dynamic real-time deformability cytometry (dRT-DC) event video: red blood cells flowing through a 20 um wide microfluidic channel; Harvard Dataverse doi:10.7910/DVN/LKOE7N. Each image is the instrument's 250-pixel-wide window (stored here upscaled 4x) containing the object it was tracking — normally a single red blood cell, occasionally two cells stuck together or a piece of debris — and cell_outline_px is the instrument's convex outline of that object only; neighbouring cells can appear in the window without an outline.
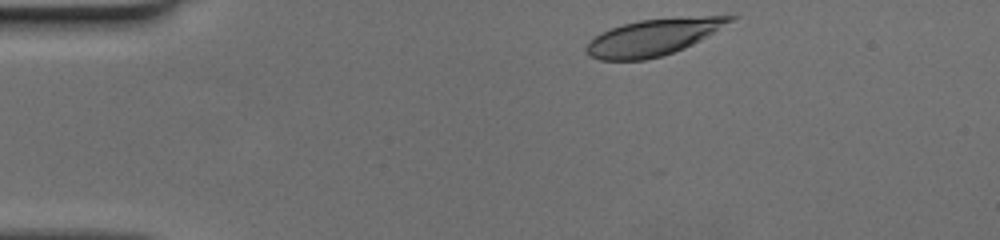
{"species": "human", "species_latin": "Homo sapiens", "temperature_condition": "cold", "stored_images_in_passage": 43, "camera_frame_rate_fps": 3000, "um_per_image_px": 0.085, "donor": {"sex": "female"}, "frame": {"image": 1, "passage_image": 1, "time_ms": 0.0, "image_size_px": [1000, 240], "cell_outline_px": [[740, 16], [700, 40], [684, 48], [660, 56], [644, 60], [600, 60], [588, 56], [584, 52], [584, 48], [588, 40], [600, 32], [624, 24], [640, 20], [704, 16]], "centroid_in_image_um": [55.44, 3.18], "position_along_channel_um": 29.6, "area_um2": 30.29}}
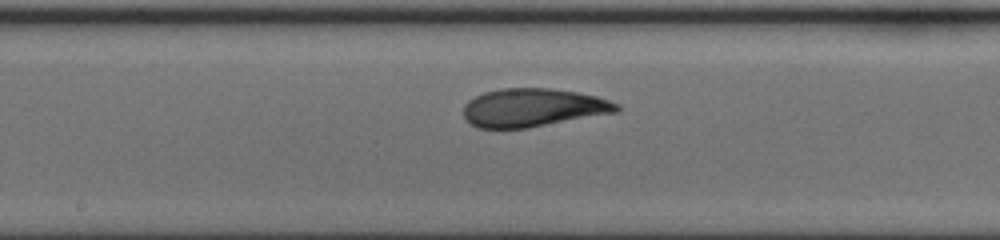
{"frame": {"image": 2, "passage_image": 19, "time_ms": 6.0, "image_size_px": [1000, 240], "cell_outline_px": [[620, 112], [528, 128], [476, 128], [464, 120], [464, 104], [468, 100], [484, 92], [500, 88], [548, 88], [576, 92], [596, 96], [620, 104]], "centroid_in_image_um": [45.31, 9.16], "position_along_channel_um": 202.9, "area_um2": 34.51}}
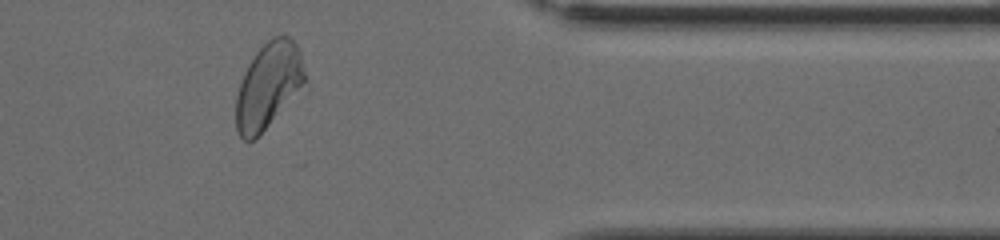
{"frame": {"image": 3, "passage_image": 34, "time_ms": 11.0, "image_size_px": [1000, 240], "cell_outline_px": [[308, 80], [268, 124], [252, 140], [244, 140], [236, 132], [236, 96], [244, 72], [248, 64], [256, 52], [272, 36], [288, 36], [296, 44], [300, 52]], "centroid_in_image_um": [22.81, 7.23], "position_along_channel_um": 388.6, "area_um2": 33.76}}